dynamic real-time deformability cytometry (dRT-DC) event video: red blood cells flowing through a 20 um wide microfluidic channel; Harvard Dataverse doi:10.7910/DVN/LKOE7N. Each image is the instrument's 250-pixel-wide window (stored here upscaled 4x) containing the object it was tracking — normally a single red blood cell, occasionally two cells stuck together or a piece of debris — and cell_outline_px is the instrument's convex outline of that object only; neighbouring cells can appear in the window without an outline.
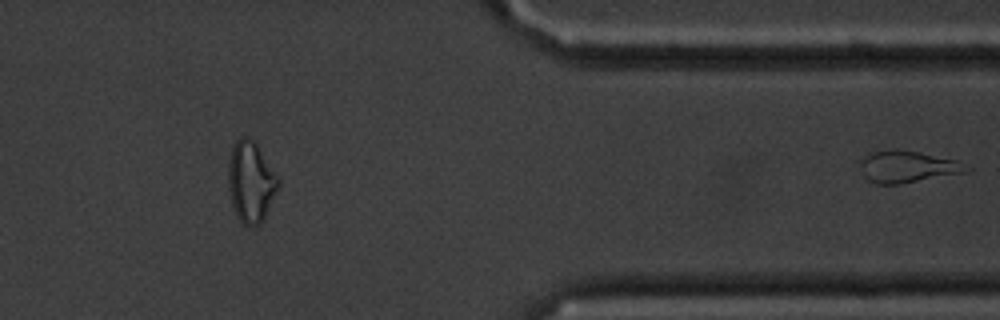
{"species": "common noctule bat (a hibernating species)", "species_latin": "Nyctalus noctula", "temperature_condition": "cold", "stored_images_in_passage": 46, "segment_of_instrument_passage": [2, 2], "camera_frame_rate_fps": 3000, "um_per_image_px": 0.085, "animal": {"sex": "male", "body_mass_g": 20.1, "forearm_length_mm": 53.5}, "frame": {"image": 1, "passage_image": 46, "time_ms": 15.0, "image_size_px": [1000, 320], "cell_outline_px": [[972, 168], [964, 172], [900, 184], [876, 184], [868, 180], [864, 176], [860, 164], [860, 156], [872, 152], [896, 148], [956, 160]], "centroid_in_image_um": [77.06, 14.16], "position_along_channel_um": 334.3, "area_um2": 19.54}}